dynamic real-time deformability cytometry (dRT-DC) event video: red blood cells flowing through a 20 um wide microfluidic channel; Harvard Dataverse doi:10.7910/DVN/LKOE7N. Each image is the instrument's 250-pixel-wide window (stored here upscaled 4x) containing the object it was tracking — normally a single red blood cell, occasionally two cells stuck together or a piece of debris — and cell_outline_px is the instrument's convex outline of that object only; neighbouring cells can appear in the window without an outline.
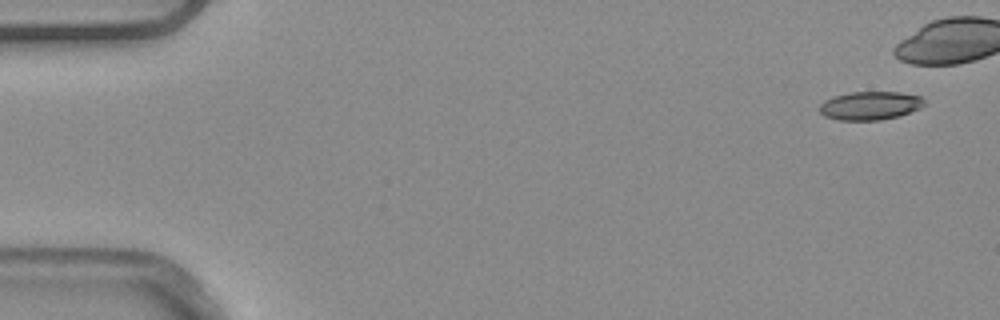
{"species": "common noctule bat (a hibernating species)", "species_latin": "Nyctalus noctula", "temperature_condition": "warm", "stored_images_in_passage": 7, "camera_frame_rate_fps": 3000, "um_per_image_px": 0.085, "animal": {"sex": "male", "body_mass_g": 20.4}, "frame": {"image": 1, "passage_image": 1, "time_ms": 0.0, "image_size_px": [1000, 320], "cell_outline_px": [[924, 104], [920, 108], [900, 116], [880, 120], [840, 120], [824, 116], [820, 112], [820, 104], [824, 100], [832, 96], [852, 92], [900, 92], [920, 96], [924, 100]], "centroid_in_image_um": [73.95, 8.98], "position_along_channel_um": 11.1, "area_um2": 17.4}}